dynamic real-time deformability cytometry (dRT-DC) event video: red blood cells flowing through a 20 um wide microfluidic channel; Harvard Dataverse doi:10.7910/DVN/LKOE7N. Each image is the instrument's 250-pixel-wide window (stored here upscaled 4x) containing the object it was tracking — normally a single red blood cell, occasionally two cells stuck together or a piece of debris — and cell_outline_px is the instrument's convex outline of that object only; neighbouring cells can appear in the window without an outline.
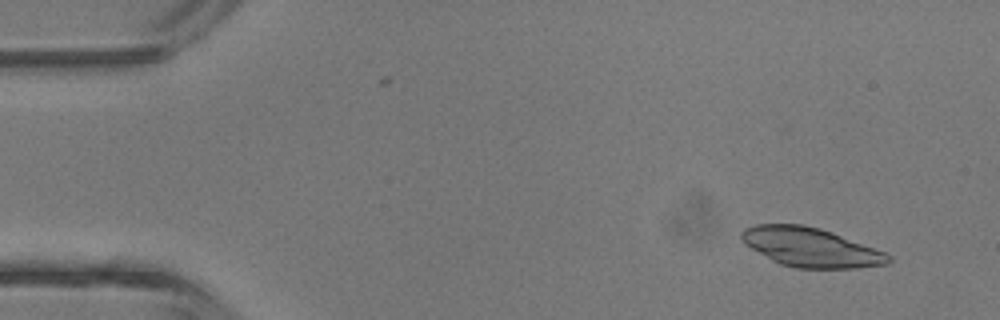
{"species": "common noctule bat (a hibernating species)", "species_latin": "Nyctalus noctula", "temperature_condition": "room temperature", "stored_images_in_passage": 5, "camera_frame_rate_fps": 3000, "um_per_image_px": 0.085, "animal": {"sex": "male", "body_mass_g": 13.3}, "frame": {"image": 1, "passage_image": 1, "time_ms": 0.0, "image_size_px": [1000, 320], "cell_outline_px": [[892, 260], [888, 264], [856, 268], [796, 268], [780, 264], [772, 260], [744, 244], [740, 240], [740, 232], [744, 228], [756, 224], [804, 224], [820, 228], [832, 232], [884, 252], [892, 256]], "centroid_in_image_um": [68.87, 21.01], "position_along_channel_um": 16.1, "area_um2": 33.52}}